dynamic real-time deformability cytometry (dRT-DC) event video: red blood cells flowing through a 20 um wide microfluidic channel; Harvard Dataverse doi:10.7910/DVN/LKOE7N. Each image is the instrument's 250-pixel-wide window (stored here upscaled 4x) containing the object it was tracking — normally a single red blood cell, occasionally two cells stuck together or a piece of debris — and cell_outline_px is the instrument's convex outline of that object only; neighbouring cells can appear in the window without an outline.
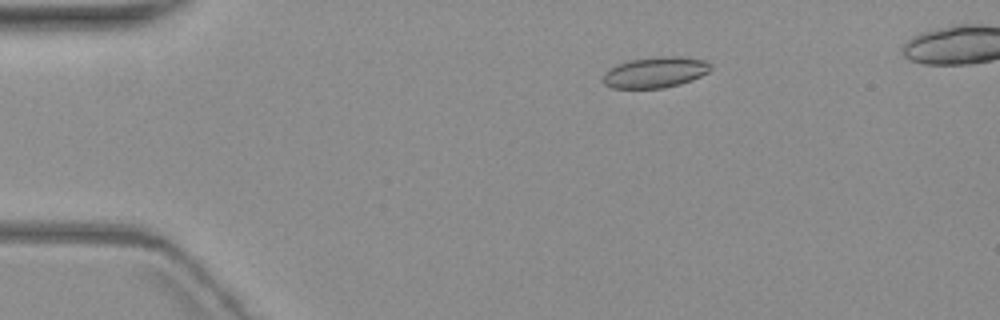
{"species": "common noctule bat (a hibernating species)", "species_latin": "Nyctalus noctula", "temperature_condition": "warm", "stored_images_in_passage": 6, "camera_frame_rate_fps": 3000, "um_per_image_px": 0.085, "animal": {"sex": "female", "body_mass_g": 19.3, "forearm_length_mm": 54.1}, "frame": {"image": 1, "passage_image": 3, "time_ms": 2.333, "image_size_px": [1000, 320], "cell_outline_px": [[712, 68], [708, 72], [692, 80], [680, 84], [664, 88], [612, 88], [604, 84], [604, 72], [616, 64], [628, 60], [660, 56], [680, 56], [704, 60], [712, 64]], "centroid_in_image_um": [55.71, 6.14], "position_along_channel_um": 29.3, "area_um2": 19.48}}